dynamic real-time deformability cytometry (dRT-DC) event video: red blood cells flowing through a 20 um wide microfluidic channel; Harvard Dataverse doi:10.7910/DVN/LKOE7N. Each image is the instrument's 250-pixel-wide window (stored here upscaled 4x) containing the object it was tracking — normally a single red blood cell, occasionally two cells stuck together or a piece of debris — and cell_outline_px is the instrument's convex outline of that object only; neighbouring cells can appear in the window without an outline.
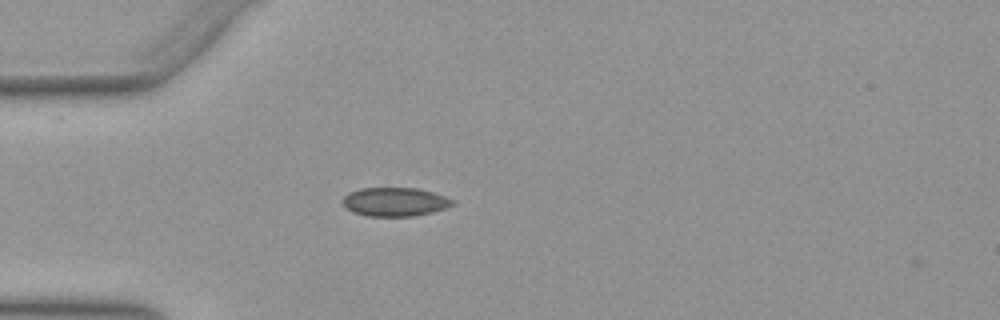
{"species": "Egyptian fruit bat (a non-hibernating species)", "species_latin": "Rousettus aegyptiacus", "temperature_condition": "warm", "stored_images_in_passage": 2, "camera_frame_rate_fps": 3000, "um_per_image_px": 0.085, "animal": {"sex": "female"}, "frame": {"image": 1, "passage_image": 1, "time_ms": 0.0, "image_size_px": [1000, 320], "cell_outline_px": [[456, 204], [448, 208], [416, 216], [368, 216], [352, 212], [344, 208], [340, 200], [348, 192], [360, 188], [416, 188], [432, 192], [456, 200]], "centroid_in_image_um": [33.55, 17.16], "position_along_channel_um": 51.4, "area_um2": 18.79}}